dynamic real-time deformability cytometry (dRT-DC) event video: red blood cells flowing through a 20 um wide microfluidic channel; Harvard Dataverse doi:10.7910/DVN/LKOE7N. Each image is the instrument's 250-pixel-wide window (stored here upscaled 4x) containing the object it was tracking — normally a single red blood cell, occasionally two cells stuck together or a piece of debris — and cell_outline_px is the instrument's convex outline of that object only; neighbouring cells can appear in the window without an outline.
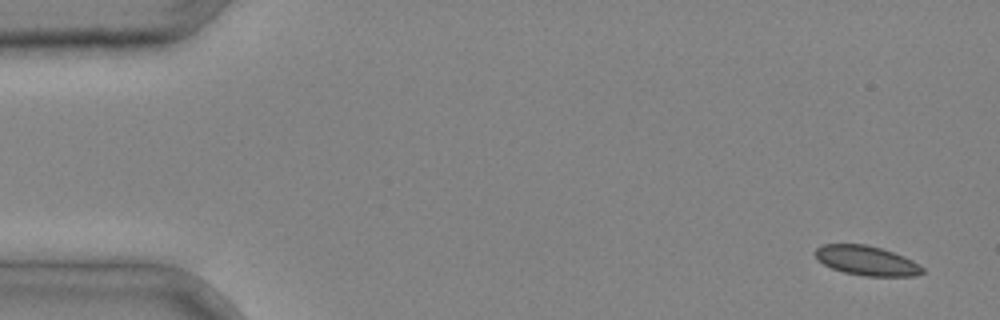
{"species": "common noctule bat (a hibernating species)", "species_latin": "Nyctalus noctula", "temperature_condition": "cold", "stored_images_in_passage": 4, "camera_frame_rate_fps": 3000, "um_per_image_px": 0.085, "animal": {"sex": "male", "body_mass_g": 20.4}, "frame": {"image": 1, "passage_image": 1, "time_ms": 0.0, "image_size_px": [1000, 320], "cell_outline_px": [[924, 272], [916, 276], [864, 276], [844, 272], [832, 268], [824, 264], [816, 256], [816, 248], [824, 244], [864, 244], [880, 248], [904, 256], [920, 264], [924, 268]], "centroid_in_image_um": [73.7, 22.16], "position_along_channel_um": 11.3, "area_um2": 18.32}}
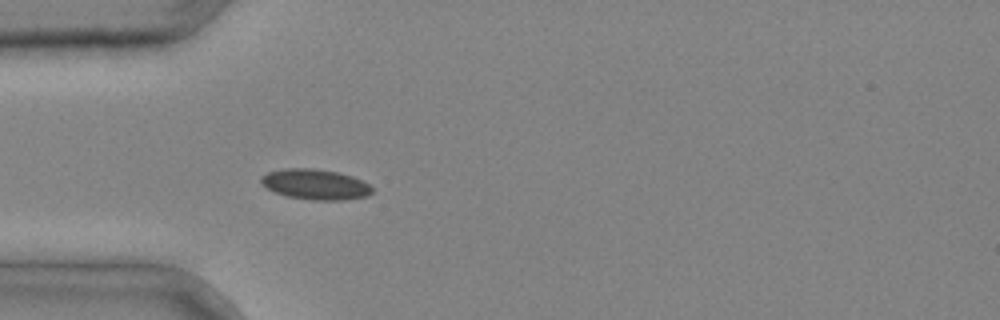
{"frame": {"image": 2, "passage_image": 4, "time_ms": 1.0, "image_size_px": [1000, 320], "cell_outline_px": [[372, 192], [368, 196], [344, 200], [312, 200], [288, 196], [276, 192], [260, 184], [260, 176], [268, 172], [284, 168], [312, 168], [336, 172], [352, 176], [368, 184], [372, 188]], "centroid_in_image_um": [26.78, 15.67], "position_along_channel_um": 58.2, "area_um2": 19.59}}